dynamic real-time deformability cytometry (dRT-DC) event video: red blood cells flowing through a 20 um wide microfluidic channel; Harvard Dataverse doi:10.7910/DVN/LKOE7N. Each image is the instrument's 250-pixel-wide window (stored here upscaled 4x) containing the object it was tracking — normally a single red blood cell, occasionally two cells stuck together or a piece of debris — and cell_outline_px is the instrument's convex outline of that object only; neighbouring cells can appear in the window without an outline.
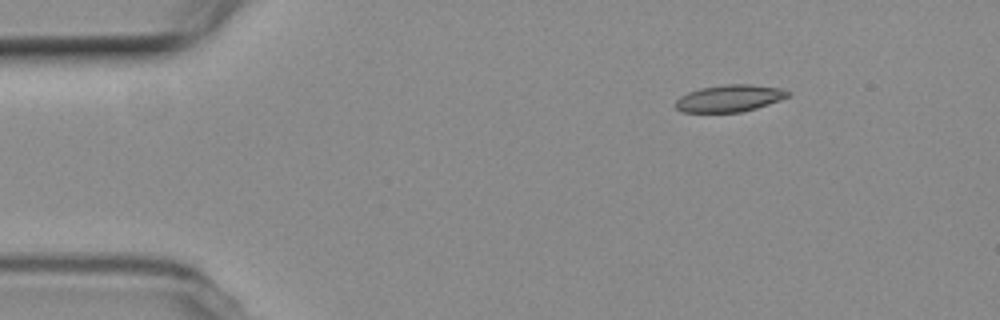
{"species": "common noctule bat (a hibernating species)", "species_latin": "Nyctalus noctula", "temperature_condition": "room temperature", "stored_images_in_passage": 3, "camera_frame_rate_fps": 3000, "um_per_image_px": 0.085, "animal": {"sex": "female", "body_mass_g": 19.3, "forearm_length_mm": 54.1}, "frame": {"image": 1, "passage_image": 1, "time_ms": 0.0, "image_size_px": [1000, 320], "cell_outline_px": [[792, 92], [788, 96], [780, 100], [756, 108], [740, 112], [684, 112], [676, 108], [676, 100], [680, 96], [688, 92], [700, 88], [724, 84], [752, 84], [780, 88]], "centroid_in_image_um": [62.02, 8.34], "position_along_channel_um": 23.0, "area_um2": 17.63}}